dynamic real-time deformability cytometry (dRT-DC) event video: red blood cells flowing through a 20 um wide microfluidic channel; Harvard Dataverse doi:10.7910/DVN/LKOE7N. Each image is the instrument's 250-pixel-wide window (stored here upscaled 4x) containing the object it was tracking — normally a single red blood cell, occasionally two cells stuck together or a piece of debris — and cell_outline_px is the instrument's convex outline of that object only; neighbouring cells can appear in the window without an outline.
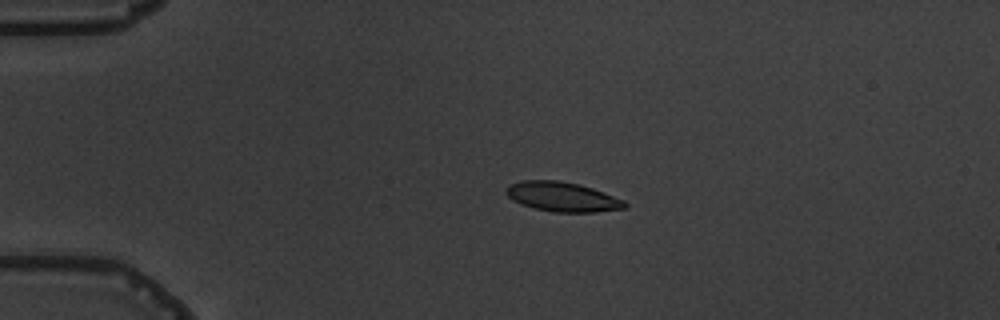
{"species": "common noctule bat (a hibernating species)", "species_latin": "Nyctalus noctula", "temperature_condition": "warm", "stored_images_in_passage": 4, "camera_frame_rate_fps": 3000, "um_per_image_px": 0.085, "animal": {"sex": "male", "body_mass_g": 19.5, "forearm_length_mm": 54.6}, "frame": {"image": 1, "passage_image": 3, "time_ms": 2.333, "image_size_px": [1000, 320], "cell_outline_px": [[628, 208], [596, 212], [552, 212], [520, 204], [512, 200], [504, 192], [508, 184], [520, 180], [560, 180], [580, 184], [592, 188], [624, 200], [628, 204]], "centroid_in_image_um": [47.78, 16.72], "position_along_channel_um": 37.2, "area_um2": 20.69}}